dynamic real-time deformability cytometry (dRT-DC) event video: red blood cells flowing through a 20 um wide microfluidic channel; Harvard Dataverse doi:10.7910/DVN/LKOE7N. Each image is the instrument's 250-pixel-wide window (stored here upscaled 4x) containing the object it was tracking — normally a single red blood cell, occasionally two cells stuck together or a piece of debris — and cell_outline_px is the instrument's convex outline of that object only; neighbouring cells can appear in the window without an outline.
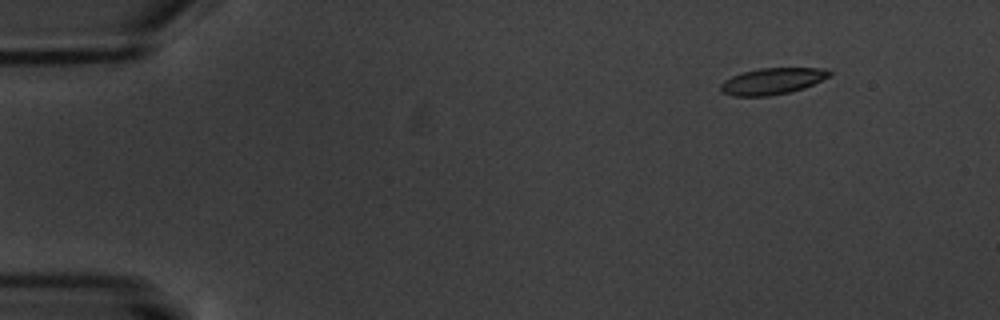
{"species": "common noctule bat (a hibernating species)", "species_latin": "Nyctalus noctula", "temperature_condition": "warm", "stored_images_in_passage": 4, "camera_frame_rate_fps": 3000, "um_per_image_px": 0.085, "animal": {"sex": "male", "body_mass_g": 20.1, "forearm_length_mm": 53.5}, "frame": {"image": 1, "passage_image": 1, "time_ms": 0.0, "image_size_px": [1000, 320], "cell_outline_px": [[832, 76], [804, 88], [792, 92], [768, 96], [732, 96], [720, 92], [720, 84], [724, 80], [740, 72], [760, 68], [824, 68], [832, 72]], "centroid_in_image_um": [65.64, 6.9], "position_along_channel_um": 19.4, "area_um2": 17.05}}
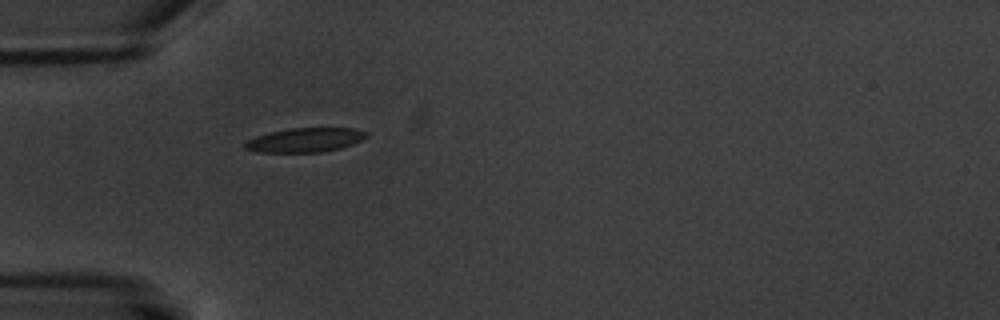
{"frame": {"image": 2, "passage_image": 4, "time_ms": 4.0, "image_size_px": [1000, 320], "cell_outline_px": [[368, 136], [352, 144], [340, 148], [320, 152], [256, 152], [244, 148], [244, 144], [248, 140], [256, 136], [268, 132], [292, 128], [352, 128], [368, 132]], "centroid_in_image_um": [25.92, 11.9], "position_along_channel_um": 59.1, "area_um2": 17.05}}